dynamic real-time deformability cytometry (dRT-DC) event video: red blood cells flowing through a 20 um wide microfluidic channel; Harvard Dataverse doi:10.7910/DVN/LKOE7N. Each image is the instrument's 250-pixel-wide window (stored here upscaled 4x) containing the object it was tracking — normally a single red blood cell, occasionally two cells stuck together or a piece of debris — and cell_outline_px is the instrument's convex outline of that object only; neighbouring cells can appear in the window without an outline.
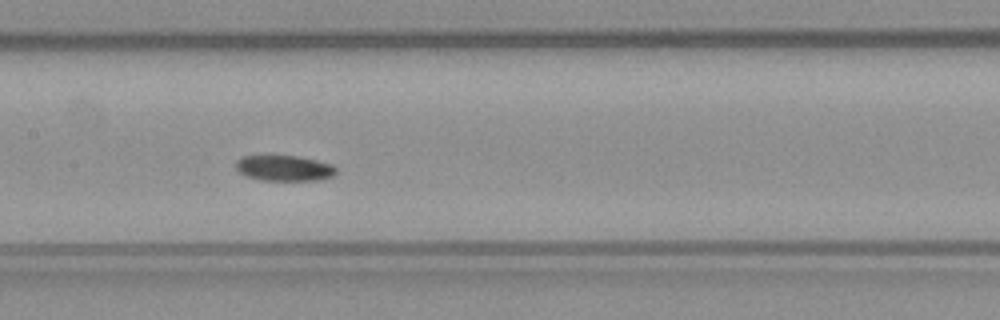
{"species": "common noctule bat (a hibernating species)", "species_latin": "Nyctalus noctula", "temperature_condition": "warm", "stored_images_in_passage": 26, "camera_frame_rate_fps": 3000, "um_per_image_px": 0.085, "animal": {"sex": "male", "body_mass_g": 23.1, "forearm_length_mm": 52.7}, "frame": {"image": 1, "passage_image": 12, "time_ms": 3.667, "image_size_px": [1000, 320], "cell_outline_px": [[336, 176], [320, 180], [260, 180], [248, 176], [240, 172], [236, 168], [236, 160], [240, 156], [296, 156], [316, 160], [332, 164], [336, 168]], "centroid_in_image_um": [24.19, 14.29], "position_along_channel_um": 183.2, "area_um2": 14.97}}